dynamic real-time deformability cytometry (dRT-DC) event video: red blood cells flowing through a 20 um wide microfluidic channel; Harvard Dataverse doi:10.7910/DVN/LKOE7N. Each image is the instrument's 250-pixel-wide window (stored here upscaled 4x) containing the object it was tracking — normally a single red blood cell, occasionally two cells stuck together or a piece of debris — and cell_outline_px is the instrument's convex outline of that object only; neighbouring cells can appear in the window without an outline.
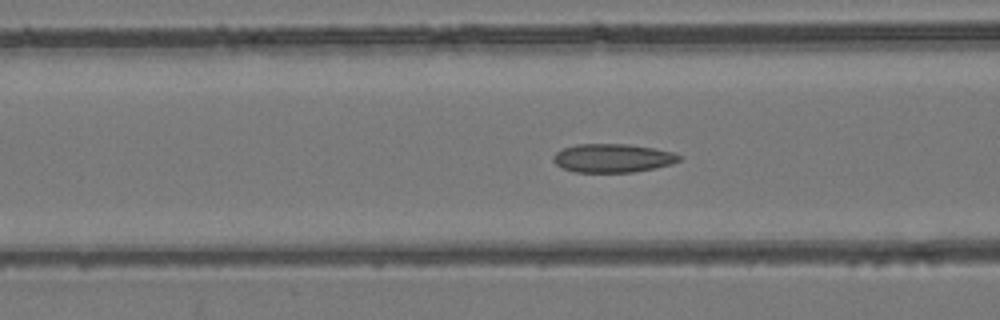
{"species": "common noctule bat (a hibernating species)", "species_latin": "Nyctalus noctula", "temperature_condition": "room temperature", "stored_images_in_passage": 52, "camera_frame_rate_fps": 3000, "um_per_image_px": 0.085, "animal": {"sex": "female", "body_mass_g": 24.6, "forearm_length_mm": 56.2}, "frame": {"image": 1, "passage_image": 20, "time_ms": 6.333, "image_size_px": [1000, 320], "cell_outline_px": [[684, 156], [680, 160], [672, 164], [656, 168], [632, 172], [576, 172], [564, 168], [556, 164], [552, 160], [552, 156], [556, 152], [564, 148], [576, 144], [628, 144], [652, 148], [672, 152]], "centroid_in_image_um": [52.09, 13.44], "position_along_channel_um": 114.5, "area_um2": 20.98}}
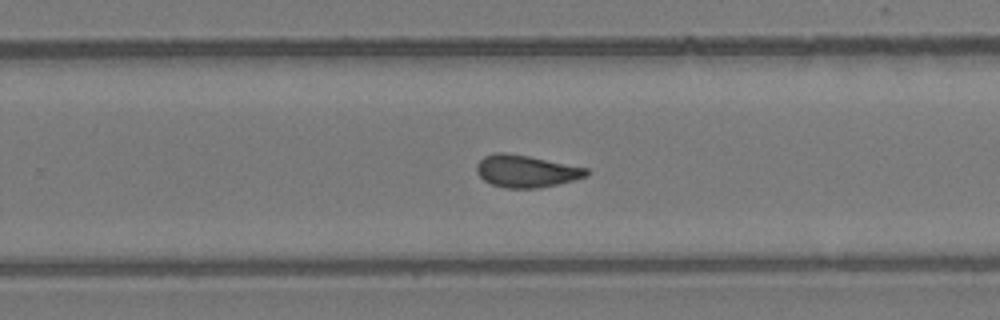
{"frame": {"image": 2, "passage_image": 33, "time_ms": 10.667, "image_size_px": [1000, 320], "cell_outline_px": [[588, 176], [540, 188], [504, 188], [492, 184], [484, 180], [476, 172], [476, 164], [484, 156], [496, 152], [504, 152], [528, 156], [588, 168]], "centroid_in_image_um": [44.69, 14.55], "position_along_channel_um": 285.1, "area_um2": 20.52}}
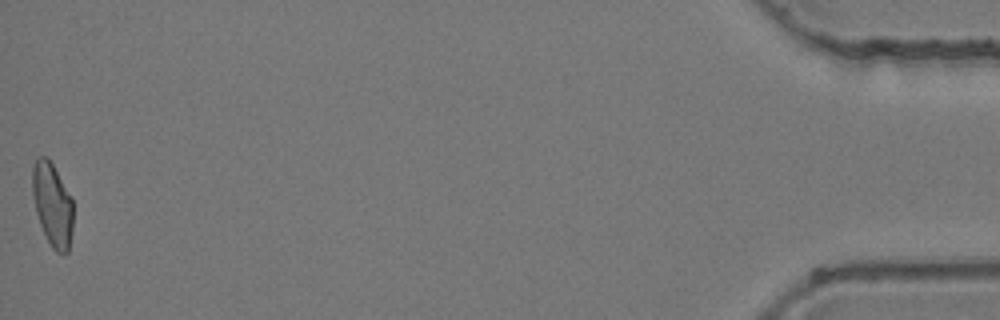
{"frame": {"image": 3, "passage_image": 52, "time_ms": 17.0, "image_size_px": [1000, 320], "cell_outline_px": [[72, 232], [68, 252], [64, 256], [56, 252], [52, 248], [40, 224], [36, 212], [32, 192], [32, 168], [36, 156], [44, 156], [52, 164], [72, 196]], "centroid_in_image_um": [4.46, 17.4], "position_along_channel_um": 430.7, "area_um2": 19.88}, "authors_computed_cell_mechanics": {"area_um2": 20.5768, "velocity_mm_per_s": 3.9315, "shape_relaxation_time_tau1_ms": null, "shape_relaxation_time_tau2_ms": 3.4655, "deformation_change_tau1": null, "deformation_change_tau2": 0.0809}}